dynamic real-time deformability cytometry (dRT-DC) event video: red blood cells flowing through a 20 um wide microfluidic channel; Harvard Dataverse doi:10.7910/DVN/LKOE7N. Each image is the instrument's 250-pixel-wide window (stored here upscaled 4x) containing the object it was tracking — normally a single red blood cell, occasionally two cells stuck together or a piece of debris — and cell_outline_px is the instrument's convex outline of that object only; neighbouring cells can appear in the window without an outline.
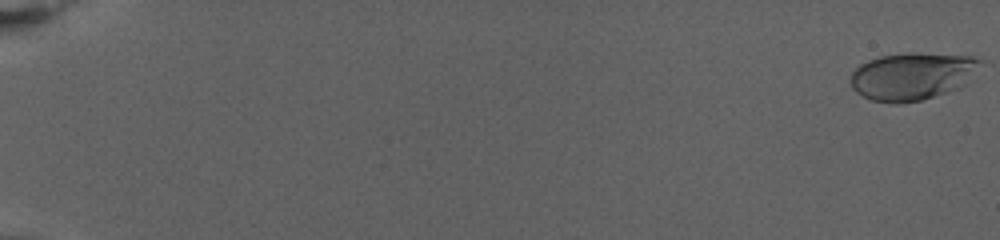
{"species": "human", "species_latin": "Homo sapiens", "temperature_condition": "warm", "stored_images_in_passage": 82, "camera_frame_rate_fps": 3000, "um_per_image_px": 0.085, "donor": {"sex": "female"}, "frame": {"image": 1, "passage_image": 1, "time_ms": 0.0, "image_size_px": [1000, 240], "cell_outline_px": [[980, 60], [960, 88], [920, 100], [896, 104], [872, 100], [856, 92], [852, 88], [852, 72], [860, 64], [868, 60], [880, 56], [908, 52], [912, 52], [972, 56]], "centroid_in_image_um": [77.46, 6.47], "position_along_channel_um": 7.5, "area_um2": 35.2}}
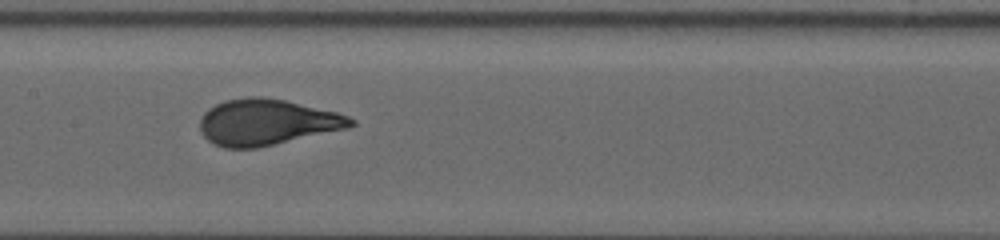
{"frame": {"image": 2, "passage_image": 45, "time_ms": 14.667, "image_size_px": [1000, 240], "cell_outline_px": [[356, 124], [348, 128], [256, 148], [224, 148], [208, 140], [204, 136], [200, 128], [200, 120], [204, 112], [208, 108], [224, 100], [248, 96], [260, 96], [284, 100], [336, 112], [348, 116], [356, 120]], "centroid_in_image_um": [22.67, 10.38], "position_along_channel_um": 184.7, "area_um2": 40.29}}
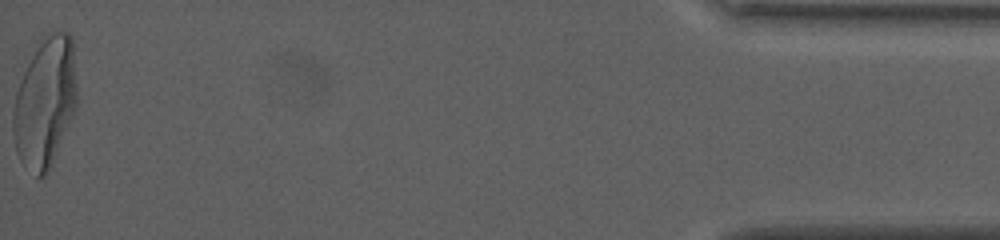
{"frame": {"image": 3, "passage_image": 82, "time_ms": 27.0, "image_size_px": [1000, 240], "cell_outline_px": [[76, 108], [48, 172], [44, 176], [36, 176], [16, 152], [12, 132], [12, 112], [16, 92], [20, 80], [32, 56], [44, 36], [56, 28], [68, 32], [72, 36], [76, 88]], "centroid_in_image_um": [3.83, 8.66], "position_along_channel_um": 431.4, "area_um2": 47.86}, "authors_computed_cell_mechanics": {"area_um2": 38.6971, "velocity_mm_per_s": 2.6701, "shape_relaxation_time_tau1_ms": 7.1442, "shape_relaxation_time_tau2_ms": null, "deformation_change_tau1": 0.2525, "deformation_change_tau2": null}}